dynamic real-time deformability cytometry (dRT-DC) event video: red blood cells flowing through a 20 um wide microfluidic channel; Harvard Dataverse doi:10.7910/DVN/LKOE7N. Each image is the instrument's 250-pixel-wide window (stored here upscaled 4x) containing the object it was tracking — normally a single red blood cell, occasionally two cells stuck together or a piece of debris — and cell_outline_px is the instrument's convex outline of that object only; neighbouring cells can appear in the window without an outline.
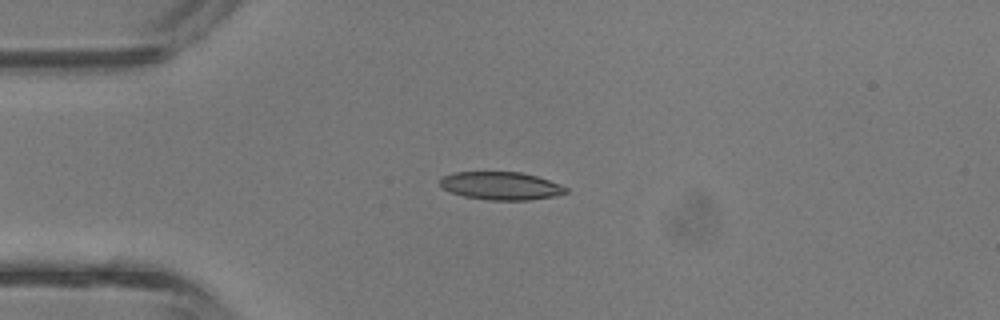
{"species": "common noctule bat (a hibernating species)", "species_latin": "Nyctalus noctula", "temperature_condition": "room temperature", "stored_images_in_passage": 30, "camera_frame_rate_fps": 3000, "um_per_image_px": 0.085, "animal": {"sex": "male", "body_mass_g": 13.3}, "frame": {"image": 1, "passage_image": 2, "time_ms": 0.333, "image_size_px": [1000, 320], "cell_outline_px": [[568, 192], [552, 196], [528, 200], [488, 200], [464, 196], [452, 192], [444, 188], [440, 184], [440, 176], [452, 172], [520, 172], [536, 176], [560, 184], [568, 188]], "centroid_in_image_um": [42.55, 15.79], "position_along_channel_um": 42.4, "area_um2": 20.4}}
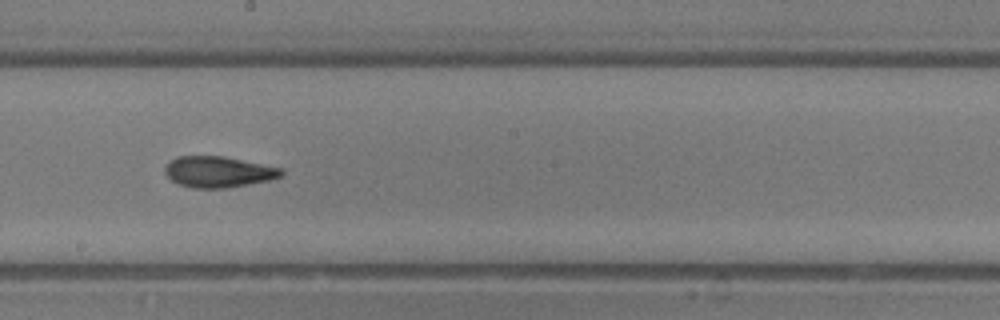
{"frame": {"image": 2, "passage_image": 15, "time_ms": 4.667, "image_size_px": [1000, 320], "cell_outline_px": [[284, 172], [280, 176], [268, 180], [224, 188], [192, 188], [180, 184], [172, 180], [164, 172], [164, 168], [168, 160], [176, 156], [224, 156], [280, 168]], "centroid_in_image_um": [18.48, 14.59], "position_along_channel_um": 229.7, "area_um2": 20.81}}
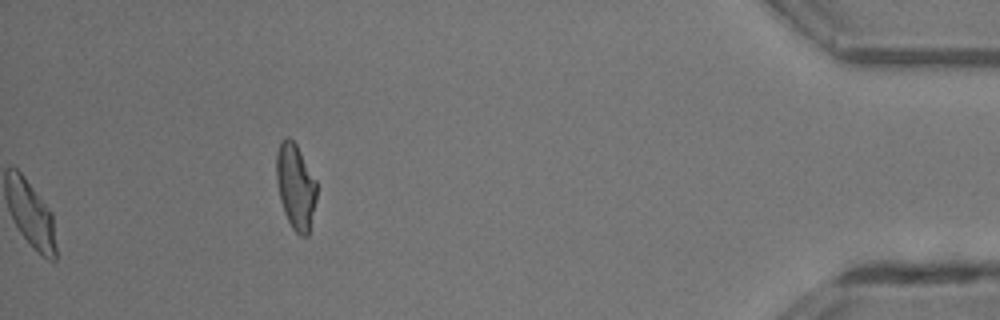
{"frame": {"image": 3, "passage_image": 30, "time_ms": 9.667, "image_size_px": [1000, 320], "cell_outline_px": [[316, 200], [308, 236], [300, 236], [292, 228], [284, 212], [280, 200], [276, 180], [276, 152], [280, 140], [288, 136], [296, 144], [316, 180]], "centroid_in_image_um": [25.11, 15.84], "position_along_channel_um": 410.1, "area_um2": 20.11}, "authors_computed_cell_mechanics": {"area_um2": 20.808, "velocity_mm_per_s": 4.8312, "shape_relaxation_time_tau1_ms": 7.2268, "shape_relaxation_time_tau2_ms": 2.5444, "deformation_change_tau1": 0.2136, "deformation_change_tau2": 0.0936}}